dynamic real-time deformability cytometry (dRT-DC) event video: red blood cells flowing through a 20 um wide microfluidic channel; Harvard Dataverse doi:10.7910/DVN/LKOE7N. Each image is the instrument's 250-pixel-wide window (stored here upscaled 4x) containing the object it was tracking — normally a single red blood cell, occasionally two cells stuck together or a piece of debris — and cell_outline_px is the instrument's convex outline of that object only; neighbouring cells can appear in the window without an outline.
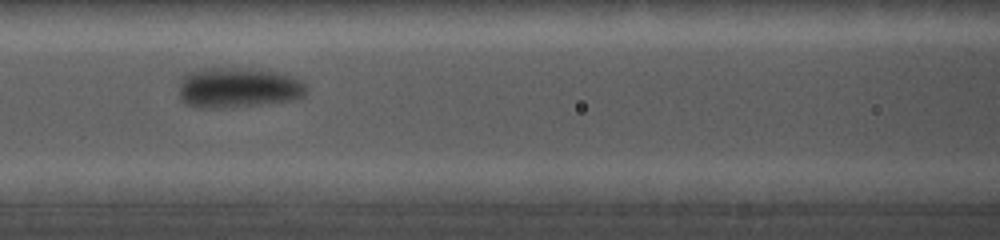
{"species": "common noctule bat (a hibernating species)", "species_latin": "Nyctalus noctula", "temperature_condition": "cold", "stored_images_in_passage": 8, "camera_frame_rate_fps": 5000, "um_per_image_px": 0.085, "animal": {"sex": "female", "body_mass_g": 19.0, "forearm_length_mm": 56.7}, "frame": {"image": 1, "passage_image": 5, "time_ms": 3.8, "image_size_px": [1000, 240], "cell_outline_px": [[308, 92], [304, 96], [296, 100], [224, 108], [200, 108], [184, 104], [180, 100], [180, 76], [188, 72], [200, 68], [236, 68], [276, 72], [292, 76], [300, 80], [308, 88]], "centroid_in_image_um": [20.21, 7.46], "position_along_channel_um": 146.4, "area_um2": 30.23}}
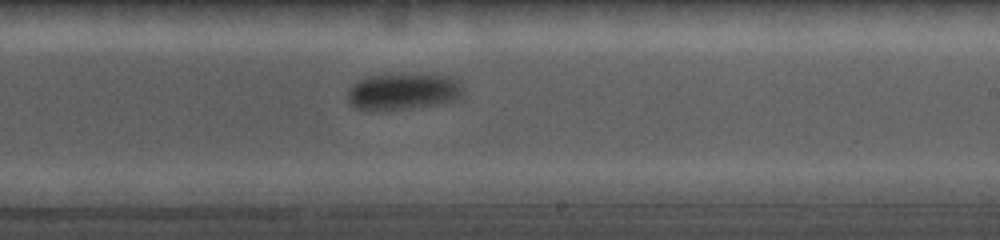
{"frame": {"image": 2, "passage_image": 8, "time_ms": 6.8, "image_size_px": [1000, 240], "cell_outline_px": [[464, 96], [460, 100], [412, 108], [356, 108], [348, 100], [348, 88], [352, 84], [368, 76], [400, 72], [452, 76], [460, 80], [464, 88]], "centroid_in_image_um": [34.39, 7.71], "position_along_channel_um": 254.6, "area_um2": 25.03}}